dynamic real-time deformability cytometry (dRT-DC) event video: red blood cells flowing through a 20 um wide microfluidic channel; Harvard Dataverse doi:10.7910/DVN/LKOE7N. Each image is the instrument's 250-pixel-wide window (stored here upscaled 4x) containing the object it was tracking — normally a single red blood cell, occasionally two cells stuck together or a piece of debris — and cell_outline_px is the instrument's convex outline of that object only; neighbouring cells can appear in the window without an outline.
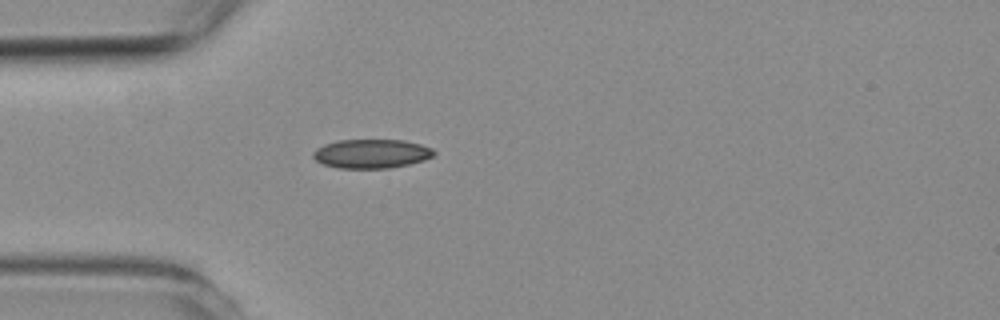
{"species": "common noctule bat (a hibernating species)", "species_latin": "Nyctalus noctula", "temperature_condition": "room temperature", "stored_images_in_passage": 4, "camera_frame_rate_fps": 3000, "um_per_image_px": 0.085, "animal": {"sex": "female", "body_mass_g": 19.3, "forearm_length_mm": 54.1}, "frame": {"image": 1, "passage_image": 4, "time_ms": 3.667, "image_size_px": [1000, 320], "cell_outline_px": [[436, 152], [432, 156], [424, 160], [408, 164], [388, 168], [336, 168], [324, 164], [316, 160], [312, 156], [312, 152], [316, 148], [324, 144], [336, 140], [404, 140], [420, 144], [432, 148]], "centroid_in_image_um": [31.54, 13.06], "position_along_channel_um": 53.5, "area_um2": 20.46}}